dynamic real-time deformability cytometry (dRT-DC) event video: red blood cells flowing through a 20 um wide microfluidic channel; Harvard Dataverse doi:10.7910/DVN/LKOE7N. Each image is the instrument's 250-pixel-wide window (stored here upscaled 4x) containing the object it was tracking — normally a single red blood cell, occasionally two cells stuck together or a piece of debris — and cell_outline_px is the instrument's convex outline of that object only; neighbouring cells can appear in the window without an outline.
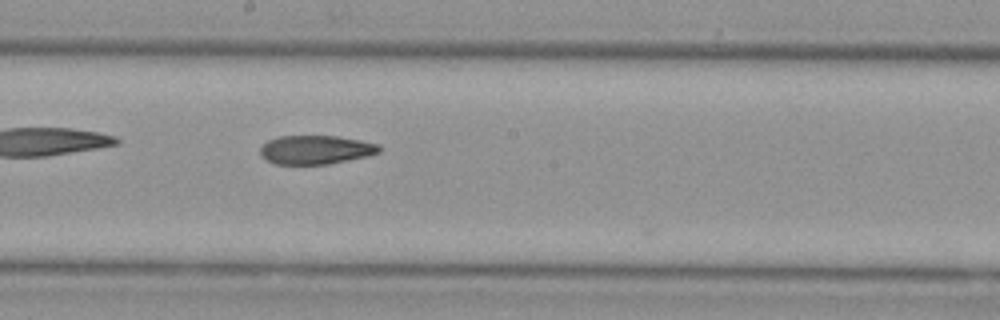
{"species": "Egyptian fruit bat (a non-hibernating species)", "species_latin": "Rousettus aegyptiacus", "temperature_condition": "cold", "stored_images_in_passage": 14, "camera_frame_rate_fps": 3000, "um_per_image_px": 0.085, "animal": {"sex": "female"}, "frame": {"image": 1, "passage_image": 11, "time_ms": 3.333, "image_size_px": [1000, 320], "cell_outline_px": [[380, 152], [368, 156], [328, 164], [276, 164], [268, 160], [260, 152], [260, 148], [268, 140], [276, 136], [336, 136], [360, 140], [380, 144]], "centroid_in_image_um": [26.86, 12.72], "position_along_channel_um": 221.3, "area_um2": 19.88}}